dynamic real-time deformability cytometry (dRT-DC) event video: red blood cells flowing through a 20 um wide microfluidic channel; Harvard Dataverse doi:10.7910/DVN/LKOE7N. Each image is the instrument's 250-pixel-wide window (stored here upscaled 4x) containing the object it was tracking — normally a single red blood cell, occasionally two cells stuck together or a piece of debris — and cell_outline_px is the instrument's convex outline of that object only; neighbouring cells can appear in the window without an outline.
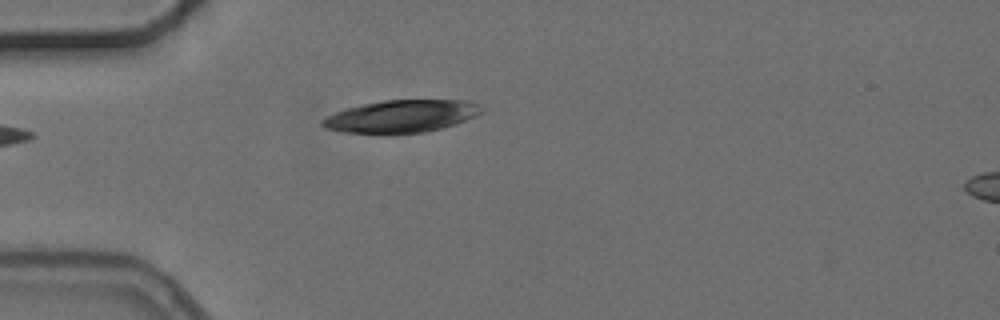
{"species": "common noctule bat (a hibernating species)", "species_latin": "Nyctalus noctula", "temperature_condition": "cold", "stored_images_in_passage": 2, "camera_frame_rate_fps": 3000, "um_per_image_px": 0.085, "animal": {"sex": "female", "body_mass_g": 24.6, "forearm_length_mm": 56.2}, "frame": {"image": 1, "passage_image": 1, "time_ms": 0.0, "image_size_px": [1000, 320], "cell_outline_px": [[484, 112], [476, 116], [440, 128], [424, 132], [388, 136], [380, 136], [340, 132], [324, 128], [320, 124], [320, 120], [336, 112], [348, 108], [364, 104], [384, 100], [468, 100], [480, 104], [484, 108]], "centroid_in_image_um": [34.08, 9.92], "position_along_channel_um": 50.9, "area_um2": 30.92}}